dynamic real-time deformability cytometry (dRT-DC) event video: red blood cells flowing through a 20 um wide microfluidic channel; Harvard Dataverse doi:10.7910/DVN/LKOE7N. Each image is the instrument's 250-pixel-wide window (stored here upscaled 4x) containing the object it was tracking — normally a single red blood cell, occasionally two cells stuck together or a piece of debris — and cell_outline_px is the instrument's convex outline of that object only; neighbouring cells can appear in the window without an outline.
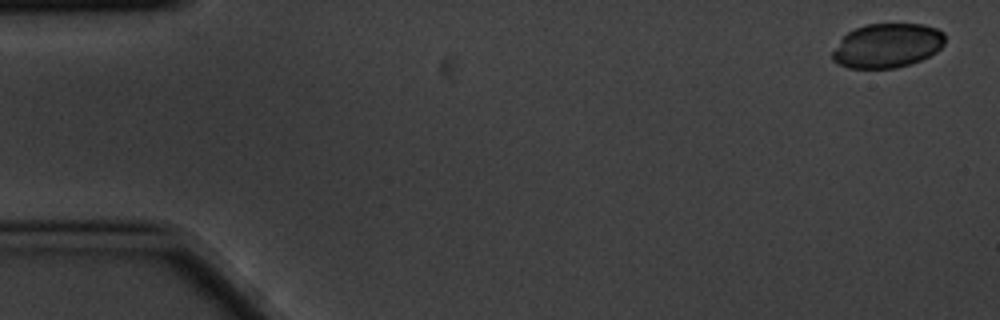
{"species": "common noctule bat (a hibernating species)", "species_latin": "Nyctalus noctula", "temperature_condition": "cold", "stored_images_in_passage": 6, "segment_of_instrument_passage": [1, 2], "camera_frame_rate_fps": 3000, "um_per_image_px": 0.085, "animal": {"sex": "male", "body_mass_g": 20.1, "forearm_length_mm": 53.5}, "frame": {"image": 1, "passage_image": 1, "time_ms": 0.0, "image_size_px": [1000, 320], "cell_outline_px": [[944, 44], [936, 52], [920, 60], [896, 68], [848, 68], [836, 64], [832, 60], [832, 52], [840, 40], [848, 32], [856, 28], [868, 24], [924, 24], [936, 28], [944, 32]], "centroid_in_image_um": [75.4, 3.88], "position_along_channel_um": 9.6, "area_um2": 29.02}}